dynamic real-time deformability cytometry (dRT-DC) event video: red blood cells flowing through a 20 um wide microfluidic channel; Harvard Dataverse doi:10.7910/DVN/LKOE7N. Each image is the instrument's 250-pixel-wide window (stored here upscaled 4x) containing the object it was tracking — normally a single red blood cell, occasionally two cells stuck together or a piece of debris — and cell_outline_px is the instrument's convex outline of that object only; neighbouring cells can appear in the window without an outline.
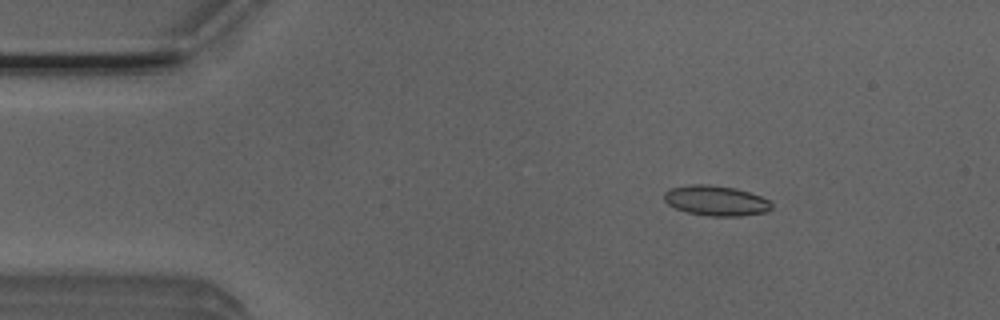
{"species": "Egyptian fruit bat (a non-hibernating species)", "species_latin": "Rousettus aegyptiacus", "temperature_condition": "room temperature", "stored_images_in_passage": 5, "camera_frame_rate_fps": 3000, "um_per_image_px": 0.085, "animal": {"sex": "male"}, "frame": {"image": 1, "passage_image": 3, "time_ms": 0.667, "image_size_px": [1000, 320], "cell_outline_px": [[772, 208], [768, 212], [740, 216], [712, 216], [688, 212], [676, 208], [668, 204], [664, 200], [664, 192], [668, 188], [692, 184], [708, 184], [736, 188], [760, 196], [768, 200], [772, 204]], "centroid_in_image_um": [60.85, 17.05], "position_along_channel_um": 24.1, "area_um2": 18.9}}